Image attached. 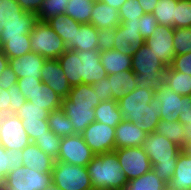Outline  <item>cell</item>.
Wrapping results in <instances>:
<instances>
[{"mask_svg": "<svg viewBox=\"0 0 191 190\" xmlns=\"http://www.w3.org/2000/svg\"><path fill=\"white\" fill-rule=\"evenodd\" d=\"M118 106L125 120L150 134L156 131L162 112L160 99L156 92L138 86L135 90L123 94Z\"/></svg>", "mask_w": 191, "mask_h": 190, "instance_id": "6da1fadb", "label": "cell"}, {"mask_svg": "<svg viewBox=\"0 0 191 190\" xmlns=\"http://www.w3.org/2000/svg\"><path fill=\"white\" fill-rule=\"evenodd\" d=\"M141 147L149 156L156 176L167 184L175 173L178 154L183 149L156 132L148 134Z\"/></svg>", "mask_w": 191, "mask_h": 190, "instance_id": "7a4b0ae2", "label": "cell"}, {"mask_svg": "<svg viewBox=\"0 0 191 190\" xmlns=\"http://www.w3.org/2000/svg\"><path fill=\"white\" fill-rule=\"evenodd\" d=\"M86 168L93 190H122L128 184L115 151L95 155Z\"/></svg>", "mask_w": 191, "mask_h": 190, "instance_id": "3957f363", "label": "cell"}, {"mask_svg": "<svg viewBox=\"0 0 191 190\" xmlns=\"http://www.w3.org/2000/svg\"><path fill=\"white\" fill-rule=\"evenodd\" d=\"M167 66L157 58V55L144 43L132 56L134 80L137 85L155 92L166 85L165 71Z\"/></svg>", "mask_w": 191, "mask_h": 190, "instance_id": "277c9868", "label": "cell"}, {"mask_svg": "<svg viewBox=\"0 0 191 190\" xmlns=\"http://www.w3.org/2000/svg\"><path fill=\"white\" fill-rule=\"evenodd\" d=\"M32 52L46 59H58L67 49L64 41L46 21L37 20L30 32Z\"/></svg>", "mask_w": 191, "mask_h": 190, "instance_id": "5b68a950", "label": "cell"}, {"mask_svg": "<svg viewBox=\"0 0 191 190\" xmlns=\"http://www.w3.org/2000/svg\"><path fill=\"white\" fill-rule=\"evenodd\" d=\"M52 183L61 190H93L86 167L55 161Z\"/></svg>", "mask_w": 191, "mask_h": 190, "instance_id": "8992f818", "label": "cell"}, {"mask_svg": "<svg viewBox=\"0 0 191 190\" xmlns=\"http://www.w3.org/2000/svg\"><path fill=\"white\" fill-rule=\"evenodd\" d=\"M52 184V172L40 173L26 166L10 171L1 190H45Z\"/></svg>", "mask_w": 191, "mask_h": 190, "instance_id": "52a82bcc", "label": "cell"}, {"mask_svg": "<svg viewBox=\"0 0 191 190\" xmlns=\"http://www.w3.org/2000/svg\"><path fill=\"white\" fill-rule=\"evenodd\" d=\"M94 156L82 134H74L62 137L56 161L86 167Z\"/></svg>", "mask_w": 191, "mask_h": 190, "instance_id": "ba28073f", "label": "cell"}, {"mask_svg": "<svg viewBox=\"0 0 191 190\" xmlns=\"http://www.w3.org/2000/svg\"><path fill=\"white\" fill-rule=\"evenodd\" d=\"M114 151L128 181L140 177L152 169L149 156L141 146L115 149Z\"/></svg>", "mask_w": 191, "mask_h": 190, "instance_id": "9c48e42d", "label": "cell"}, {"mask_svg": "<svg viewBox=\"0 0 191 190\" xmlns=\"http://www.w3.org/2000/svg\"><path fill=\"white\" fill-rule=\"evenodd\" d=\"M31 143L16 114H5L0 122V144L5 149L23 150Z\"/></svg>", "mask_w": 191, "mask_h": 190, "instance_id": "30bf717a", "label": "cell"}, {"mask_svg": "<svg viewBox=\"0 0 191 190\" xmlns=\"http://www.w3.org/2000/svg\"><path fill=\"white\" fill-rule=\"evenodd\" d=\"M82 136L95 155L115 150V127L95 121L85 128Z\"/></svg>", "mask_w": 191, "mask_h": 190, "instance_id": "8fae6325", "label": "cell"}, {"mask_svg": "<svg viewBox=\"0 0 191 190\" xmlns=\"http://www.w3.org/2000/svg\"><path fill=\"white\" fill-rule=\"evenodd\" d=\"M138 22L140 21H121L116 27L114 50L133 56L141 48L145 40L139 32Z\"/></svg>", "mask_w": 191, "mask_h": 190, "instance_id": "7c38bea8", "label": "cell"}, {"mask_svg": "<svg viewBox=\"0 0 191 190\" xmlns=\"http://www.w3.org/2000/svg\"><path fill=\"white\" fill-rule=\"evenodd\" d=\"M36 21V14L31 12L4 15V21L1 23L0 30V47L6 43V38L30 35Z\"/></svg>", "mask_w": 191, "mask_h": 190, "instance_id": "4fadbf2b", "label": "cell"}, {"mask_svg": "<svg viewBox=\"0 0 191 190\" xmlns=\"http://www.w3.org/2000/svg\"><path fill=\"white\" fill-rule=\"evenodd\" d=\"M173 36V27L159 25L152 33L151 37L145 40V44L167 67L171 65V62L175 57Z\"/></svg>", "mask_w": 191, "mask_h": 190, "instance_id": "5bb4252c", "label": "cell"}, {"mask_svg": "<svg viewBox=\"0 0 191 190\" xmlns=\"http://www.w3.org/2000/svg\"><path fill=\"white\" fill-rule=\"evenodd\" d=\"M41 81L46 83L62 99L67 98L72 88L58 59H46L42 66Z\"/></svg>", "mask_w": 191, "mask_h": 190, "instance_id": "9a60e30c", "label": "cell"}, {"mask_svg": "<svg viewBox=\"0 0 191 190\" xmlns=\"http://www.w3.org/2000/svg\"><path fill=\"white\" fill-rule=\"evenodd\" d=\"M45 57L29 52L19 58L9 59V67L14 71L19 78H34L41 79V71Z\"/></svg>", "mask_w": 191, "mask_h": 190, "instance_id": "2e32d148", "label": "cell"}, {"mask_svg": "<svg viewBox=\"0 0 191 190\" xmlns=\"http://www.w3.org/2000/svg\"><path fill=\"white\" fill-rule=\"evenodd\" d=\"M78 58L83 64L82 83L92 85L108 76L101 63L99 50L78 51Z\"/></svg>", "mask_w": 191, "mask_h": 190, "instance_id": "e0dca14e", "label": "cell"}, {"mask_svg": "<svg viewBox=\"0 0 191 190\" xmlns=\"http://www.w3.org/2000/svg\"><path fill=\"white\" fill-rule=\"evenodd\" d=\"M147 135L135 123L123 119L115 127V149L142 146Z\"/></svg>", "mask_w": 191, "mask_h": 190, "instance_id": "ac0fdd59", "label": "cell"}, {"mask_svg": "<svg viewBox=\"0 0 191 190\" xmlns=\"http://www.w3.org/2000/svg\"><path fill=\"white\" fill-rule=\"evenodd\" d=\"M161 102L160 118L167 122L179 121L180 113H183L185 96L175 93L170 87H165L156 92Z\"/></svg>", "mask_w": 191, "mask_h": 190, "instance_id": "d6986e66", "label": "cell"}, {"mask_svg": "<svg viewBox=\"0 0 191 190\" xmlns=\"http://www.w3.org/2000/svg\"><path fill=\"white\" fill-rule=\"evenodd\" d=\"M61 109L72 121L73 135L82 134L85 128L95 122V111L90 107L75 106L67 98L62 99Z\"/></svg>", "mask_w": 191, "mask_h": 190, "instance_id": "ffe728a7", "label": "cell"}, {"mask_svg": "<svg viewBox=\"0 0 191 190\" xmlns=\"http://www.w3.org/2000/svg\"><path fill=\"white\" fill-rule=\"evenodd\" d=\"M167 190H191V156L184 149L178 154L175 173L167 183Z\"/></svg>", "mask_w": 191, "mask_h": 190, "instance_id": "44dd1931", "label": "cell"}, {"mask_svg": "<svg viewBox=\"0 0 191 190\" xmlns=\"http://www.w3.org/2000/svg\"><path fill=\"white\" fill-rule=\"evenodd\" d=\"M22 155L23 166L40 173L52 172L55 160L42 152L33 142L22 150Z\"/></svg>", "mask_w": 191, "mask_h": 190, "instance_id": "7402d4cb", "label": "cell"}, {"mask_svg": "<svg viewBox=\"0 0 191 190\" xmlns=\"http://www.w3.org/2000/svg\"><path fill=\"white\" fill-rule=\"evenodd\" d=\"M55 33L64 41L66 49L74 50V35L81 23H78L70 16L59 14L46 21Z\"/></svg>", "mask_w": 191, "mask_h": 190, "instance_id": "603a6c76", "label": "cell"}, {"mask_svg": "<svg viewBox=\"0 0 191 190\" xmlns=\"http://www.w3.org/2000/svg\"><path fill=\"white\" fill-rule=\"evenodd\" d=\"M90 24L97 29L117 27L121 24L119 11L114 7H110L107 4L96 0L91 12Z\"/></svg>", "mask_w": 191, "mask_h": 190, "instance_id": "cb8c5ba5", "label": "cell"}, {"mask_svg": "<svg viewBox=\"0 0 191 190\" xmlns=\"http://www.w3.org/2000/svg\"><path fill=\"white\" fill-rule=\"evenodd\" d=\"M58 61L71 87L82 84V62L78 58V51L67 49Z\"/></svg>", "mask_w": 191, "mask_h": 190, "instance_id": "d4e9b609", "label": "cell"}, {"mask_svg": "<svg viewBox=\"0 0 191 190\" xmlns=\"http://www.w3.org/2000/svg\"><path fill=\"white\" fill-rule=\"evenodd\" d=\"M27 101L31 102L40 108L49 112L61 108L62 98L58 96L46 83H41L28 98Z\"/></svg>", "mask_w": 191, "mask_h": 190, "instance_id": "484cf974", "label": "cell"}, {"mask_svg": "<svg viewBox=\"0 0 191 190\" xmlns=\"http://www.w3.org/2000/svg\"><path fill=\"white\" fill-rule=\"evenodd\" d=\"M100 59L108 75L131 70L132 68V56L122 54L114 49L100 52Z\"/></svg>", "mask_w": 191, "mask_h": 190, "instance_id": "4316f807", "label": "cell"}, {"mask_svg": "<svg viewBox=\"0 0 191 190\" xmlns=\"http://www.w3.org/2000/svg\"><path fill=\"white\" fill-rule=\"evenodd\" d=\"M155 132L165 136L182 149L189 142L186 126L180 121L167 122L164 119H160Z\"/></svg>", "mask_w": 191, "mask_h": 190, "instance_id": "83f0119b", "label": "cell"}, {"mask_svg": "<svg viewBox=\"0 0 191 190\" xmlns=\"http://www.w3.org/2000/svg\"><path fill=\"white\" fill-rule=\"evenodd\" d=\"M67 99L75 106L90 107V109H95L101 102L92 85L84 83L72 87Z\"/></svg>", "mask_w": 191, "mask_h": 190, "instance_id": "f1b7e54d", "label": "cell"}, {"mask_svg": "<svg viewBox=\"0 0 191 190\" xmlns=\"http://www.w3.org/2000/svg\"><path fill=\"white\" fill-rule=\"evenodd\" d=\"M134 75L135 73L132 70H126L107 76L113 91V100L118 101L123 94L129 93L138 87Z\"/></svg>", "mask_w": 191, "mask_h": 190, "instance_id": "f546056e", "label": "cell"}, {"mask_svg": "<svg viewBox=\"0 0 191 190\" xmlns=\"http://www.w3.org/2000/svg\"><path fill=\"white\" fill-rule=\"evenodd\" d=\"M94 111L96 122H100L111 127H116L124 119L117 100L102 101Z\"/></svg>", "mask_w": 191, "mask_h": 190, "instance_id": "4dcf8cb0", "label": "cell"}, {"mask_svg": "<svg viewBox=\"0 0 191 190\" xmlns=\"http://www.w3.org/2000/svg\"><path fill=\"white\" fill-rule=\"evenodd\" d=\"M98 29L92 24H81L75 31L74 51L98 50Z\"/></svg>", "mask_w": 191, "mask_h": 190, "instance_id": "1f68e13d", "label": "cell"}, {"mask_svg": "<svg viewBox=\"0 0 191 190\" xmlns=\"http://www.w3.org/2000/svg\"><path fill=\"white\" fill-rule=\"evenodd\" d=\"M122 190H167V184L151 169L144 175L129 180Z\"/></svg>", "mask_w": 191, "mask_h": 190, "instance_id": "d6a6232c", "label": "cell"}, {"mask_svg": "<svg viewBox=\"0 0 191 190\" xmlns=\"http://www.w3.org/2000/svg\"><path fill=\"white\" fill-rule=\"evenodd\" d=\"M96 0H71L66 7L65 15L81 24H89L91 12Z\"/></svg>", "mask_w": 191, "mask_h": 190, "instance_id": "836d02e7", "label": "cell"}, {"mask_svg": "<svg viewBox=\"0 0 191 190\" xmlns=\"http://www.w3.org/2000/svg\"><path fill=\"white\" fill-rule=\"evenodd\" d=\"M166 85L181 96H191V76L174 71L170 66L165 71Z\"/></svg>", "mask_w": 191, "mask_h": 190, "instance_id": "e575fe53", "label": "cell"}, {"mask_svg": "<svg viewBox=\"0 0 191 190\" xmlns=\"http://www.w3.org/2000/svg\"><path fill=\"white\" fill-rule=\"evenodd\" d=\"M23 166L21 150L5 149L0 144V179L3 181L10 171Z\"/></svg>", "mask_w": 191, "mask_h": 190, "instance_id": "d590c367", "label": "cell"}, {"mask_svg": "<svg viewBox=\"0 0 191 190\" xmlns=\"http://www.w3.org/2000/svg\"><path fill=\"white\" fill-rule=\"evenodd\" d=\"M30 35H22V37L6 38L0 49L9 58H19L32 52L30 47Z\"/></svg>", "mask_w": 191, "mask_h": 190, "instance_id": "8d00e7d4", "label": "cell"}, {"mask_svg": "<svg viewBox=\"0 0 191 190\" xmlns=\"http://www.w3.org/2000/svg\"><path fill=\"white\" fill-rule=\"evenodd\" d=\"M48 125L57 136L66 137L73 135L72 121L61 108L49 112Z\"/></svg>", "mask_w": 191, "mask_h": 190, "instance_id": "74e56055", "label": "cell"}, {"mask_svg": "<svg viewBox=\"0 0 191 190\" xmlns=\"http://www.w3.org/2000/svg\"><path fill=\"white\" fill-rule=\"evenodd\" d=\"M178 0H158L153 11L159 25L175 28V7Z\"/></svg>", "mask_w": 191, "mask_h": 190, "instance_id": "f35d334b", "label": "cell"}, {"mask_svg": "<svg viewBox=\"0 0 191 190\" xmlns=\"http://www.w3.org/2000/svg\"><path fill=\"white\" fill-rule=\"evenodd\" d=\"M61 139L62 137L57 136L50 130L49 134L38 137L33 143L36 144L42 152L56 161L60 150Z\"/></svg>", "mask_w": 191, "mask_h": 190, "instance_id": "ab89813d", "label": "cell"}, {"mask_svg": "<svg viewBox=\"0 0 191 190\" xmlns=\"http://www.w3.org/2000/svg\"><path fill=\"white\" fill-rule=\"evenodd\" d=\"M68 2L66 0H44L36 15L37 20L47 21L59 14H65Z\"/></svg>", "mask_w": 191, "mask_h": 190, "instance_id": "60d3db41", "label": "cell"}, {"mask_svg": "<svg viewBox=\"0 0 191 190\" xmlns=\"http://www.w3.org/2000/svg\"><path fill=\"white\" fill-rule=\"evenodd\" d=\"M173 48L175 56L191 52V27L174 28Z\"/></svg>", "mask_w": 191, "mask_h": 190, "instance_id": "b9f144b4", "label": "cell"}, {"mask_svg": "<svg viewBox=\"0 0 191 190\" xmlns=\"http://www.w3.org/2000/svg\"><path fill=\"white\" fill-rule=\"evenodd\" d=\"M22 122H33L39 120H48L49 111L33 105L27 101L24 105L15 113Z\"/></svg>", "mask_w": 191, "mask_h": 190, "instance_id": "7bdbcfd3", "label": "cell"}, {"mask_svg": "<svg viewBox=\"0 0 191 190\" xmlns=\"http://www.w3.org/2000/svg\"><path fill=\"white\" fill-rule=\"evenodd\" d=\"M191 27V0H178L175 7V28Z\"/></svg>", "mask_w": 191, "mask_h": 190, "instance_id": "ee69618b", "label": "cell"}, {"mask_svg": "<svg viewBox=\"0 0 191 190\" xmlns=\"http://www.w3.org/2000/svg\"><path fill=\"white\" fill-rule=\"evenodd\" d=\"M118 11L120 21H137L145 14L138 0H127Z\"/></svg>", "mask_w": 191, "mask_h": 190, "instance_id": "f6af8a7d", "label": "cell"}, {"mask_svg": "<svg viewBox=\"0 0 191 190\" xmlns=\"http://www.w3.org/2000/svg\"><path fill=\"white\" fill-rule=\"evenodd\" d=\"M22 125L27 135L29 136L31 142H33L38 137H41L45 134H49L50 131L48 120L22 122Z\"/></svg>", "mask_w": 191, "mask_h": 190, "instance_id": "bcb514c9", "label": "cell"}, {"mask_svg": "<svg viewBox=\"0 0 191 190\" xmlns=\"http://www.w3.org/2000/svg\"><path fill=\"white\" fill-rule=\"evenodd\" d=\"M116 27L98 29V50L100 52L108 51L114 48V38Z\"/></svg>", "mask_w": 191, "mask_h": 190, "instance_id": "7dc6e473", "label": "cell"}, {"mask_svg": "<svg viewBox=\"0 0 191 190\" xmlns=\"http://www.w3.org/2000/svg\"><path fill=\"white\" fill-rule=\"evenodd\" d=\"M139 21H140L138 22L139 32L144 38V40L151 37L152 33L159 26L157 19L154 17L152 13L144 14Z\"/></svg>", "mask_w": 191, "mask_h": 190, "instance_id": "c3c4849f", "label": "cell"}, {"mask_svg": "<svg viewBox=\"0 0 191 190\" xmlns=\"http://www.w3.org/2000/svg\"><path fill=\"white\" fill-rule=\"evenodd\" d=\"M170 67L174 71H179L191 76V52L188 54L175 56Z\"/></svg>", "mask_w": 191, "mask_h": 190, "instance_id": "681fc988", "label": "cell"}, {"mask_svg": "<svg viewBox=\"0 0 191 190\" xmlns=\"http://www.w3.org/2000/svg\"><path fill=\"white\" fill-rule=\"evenodd\" d=\"M95 93L98 94L100 101L113 100V91L111 89L108 77L102 78L99 82L92 84Z\"/></svg>", "mask_w": 191, "mask_h": 190, "instance_id": "f907efd6", "label": "cell"}, {"mask_svg": "<svg viewBox=\"0 0 191 190\" xmlns=\"http://www.w3.org/2000/svg\"><path fill=\"white\" fill-rule=\"evenodd\" d=\"M42 83L41 79L19 78L17 85L23 96L27 99Z\"/></svg>", "mask_w": 191, "mask_h": 190, "instance_id": "816d5d0a", "label": "cell"}, {"mask_svg": "<svg viewBox=\"0 0 191 190\" xmlns=\"http://www.w3.org/2000/svg\"><path fill=\"white\" fill-rule=\"evenodd\" d=\"M9 89H12L11 114H15L27 102V99L23 96L17 84L12 85Z\"/></svg>", "mask_w": 191, "mask_h": 190, "instance_id": "f5cc1de1", "label": "cell"}, {"mask_svg": "<svg viewBox=\"0 0 191 190\" xmlns=\"http://www.w3.org/2000/svg\"><path fill=\"white\" fill-rule=\"evenodd\" d=\"M18 77L14 71L8 66L0 74V88L8 90L12 85L17 84Z\"/></svg>", "mask_w": 191, "mask_h": 190, "instance_id": "db71d44e", "label": "cell"}, {"mask_svg": "<svg viewBox=\"0 0 191 190\" xmlns=\"http://www.w3.org/2000/svg\"><path fill=\"white\" fill-rule=\"evenodd\" d=\"M12 89L4 90L0 88V112L11 114Z\"/></svg>", "mask_w": 191, "mask_h": 190, "instance_id": "11a10c76", "label": "cell"}, {"mask_svg": "<svg viewBox=\"0 0 191 190\" xmlns=\"http://www.w3.org/2000/svg\"><path fill=\"white\" fill-rule=\"evenodd\" d=\"M25 12L38 14L44 0H16Z\"/></svg>", "mask_w": 191, "mask_h": 190, "instance_id": "9f6ffc18", "label": "cell"}, {"mask_svg": "<svg viewBox=\"0 0 191 190\" xmlns=\"http://www.w3.org/2000/svg\"><path fill=\"white\" fill-rule=\"evenodd\" d=\"M1 1V9L6 14L11 13H26L21 6L17 3L16 0H0Z\"/></svg>", "mask_w": 191, "mask_h": 190, "instance_id": "6f0895ef", "label": "cell"}, {"mask_svg": "<svg viewBox=\"0 0 191 190\" xmlns=\"http://www.w3.org/2000/svg\"><path fill=\"white\" fill-rule=\"evenodd\" d=\"M179 121L185 126L191 124V96H185L183 113H180Z\"/></svg>", "mask_w": 191, "mask_h": 190, "instance_id": "680465c9", "label": "cell"}, {"mask_svg": "<svg viewBox=\"0 0 191 190\" xmlns=\"http://www.w3.org/2000/svg\"><path fill=\"white\" fill-rule=\"evenodd\" d=\"M145 14L153 13L158 0H138Z\"/></svg>", "mask_w": 191, "mask_h": 190, "instance_id": "91938a15", "label": "cell"}, {"mask_svg": "<svg viewBox=\"0 0 191 190\" xmlns=\"http://www.w3.org/2000/svg\"><path fill=\"white\" fill-rule=\"evenodd\" d=\"M102 3L107 4L110 7H114L119 10V8L127 1V0H99Z\"/></svg>", "mask_w": 191, "mask_h": 190, "instance_id": "94428289", "label": "cell"}, {"mask_svg": "<svg viewBox=\"0 0 191 190\" xmlns=\"http://www.w3.org/2000/svg\"><path fill=\"white\" fill-rule=\"evenodd\" d=\"M9 66V58L0 49V74Z\"/></svg>", "mask_w": 191, "mask_h": 190, "instance_id": "6125c7cd", "label": "cell"}, {"mask_svg": "<svg viewBox=\"0 0 191 190\" xmlns=\"http://www.w3.org/2000/svg\"><path fill=\"white\" fill-rule=\"evenodd\" d=\"M184 150L186 153H188V155L191 156V141H189L186 146L184 147Z\"/></svg>", "mask_w": 191, "mask_h": 190, "instance_id": "be15d7a7", "label": "cell"}, {"mask_svg": "<svg viewBox=\"0 0 191 190\" xmlns=\"http://www.w3.org/2000/svg\"><path fill=\"white\" fill-rule=\"evenodd\" d=\"M4 13L1 9V1H0V30H1V23L4 21Z\"/></svg>", "mask_w": 191, "mask_h": 190, "instance_id": "e7e4bbea", "label": "cell"}, {"mask_svg": "<svg viewBox=\"0 0 191 190\" xmlns=\"http://www.w3.org/2000/svg\"><path fill=\"white\" fill-rule=\"evenodd\" d=\"M186 131H187V135L189 137V141H191V124L186 125Z\"/></svg>", "mask_w": 191, "mask_h": 190, "instance_id": "03108f58", "label": "cell"}, {"mask_svg": "<svg viewBox=\"0 0 191 190\" xmlns=\"http://www.w3.org/2000/svg\"><path fill=\"white\" fill-rule=\"evenodd\" d=\"M45 190H61L55 184H50Z\"/></svg>", "mask_w": 191, "mask_h": 190, "instance_id": "003e7915", "label": "cell"}, {"mask_svg": "<svg viewBox=\"0 0 191 190\" xmlns=\"http://www.w3.org/2000/svg\"><path fill=\"white\" fill-rule=\"evenodd\" d=\"M4 114L0 112V122L2 121Z\"/></svg>", "mask_w": 191, "mask_h": 190, "instance_id": "a7ac6f4b", "label": "cell"}, {"mask_svg": "<svg viewBox=\"0 0 191 190\" xmlns=\"http://www.w3.org/2000/svg\"><path fill=\"white\" fill-rule=\"evenodd\" d=\"M3 181L0 179V190L2 188Z\"/></svg>", "mask_w": 191, "mask_h": 190, "instance_id": "89a4df30", "label": "cell"}]
</instances>
